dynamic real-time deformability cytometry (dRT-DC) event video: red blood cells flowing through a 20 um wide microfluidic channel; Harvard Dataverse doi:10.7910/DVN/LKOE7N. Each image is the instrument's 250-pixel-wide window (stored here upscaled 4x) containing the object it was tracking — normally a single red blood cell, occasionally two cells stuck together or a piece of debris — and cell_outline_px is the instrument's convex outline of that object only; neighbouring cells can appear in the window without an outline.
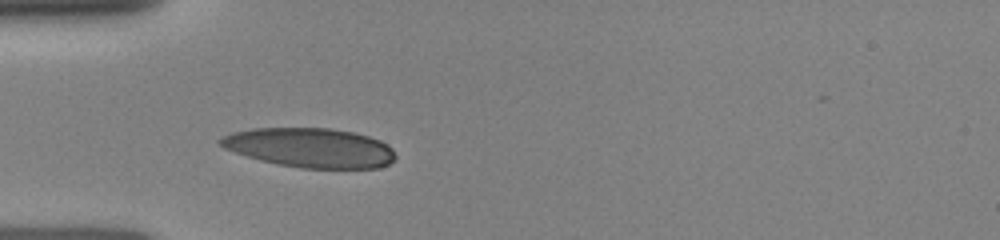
{"species": "human", "species_latin": "Homo sapiens", "temperature_condition": "room temperature", "stored_images_in_passage": 4, "camera_frame_rate_fps": 3000, "um_per_image_px": 0.085, "donor": {"sex": "female"}, "frame": {"image": 1, "passage_image": 1, "time_ms": 0.0, "image_size_px": [1000, 240], "cell_outline_px": [[396, 156], [388, 164], [380, 168], [300, 168], [276, 164], [260, 160], [224, 148], [216, 140], [232, 132], [252, 128], [328, 128], [352, 132], [368, 136], [380, 140], [388, 144], [392, 148]], "centroid_in_image_um": [26.36, 12.56], "position_along_channel_um": 58.6, "area_um2": 40.23}}
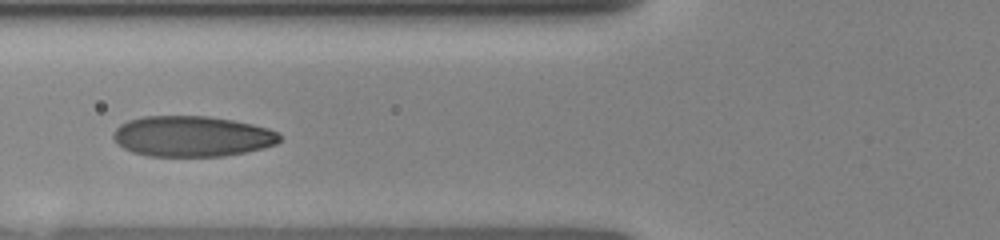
{"frame": {"image": 2, "passage_image": 3, "time_ms": 1.333, "image_size_px": [1000, 240], "cell_outline_px": [[280, 140], [276, 144], [264, 148], [224, 156], [148, 156], [132, 152], [116, 144], [112, 136], [112, 132], [120, 124], [128, 120], [144, 116], [208, 116], [232, 120], [252, 124], [268, 128], [276, 132], [280, 136]], "centroid_in_image_um": [16.28, 11.59], "position_along_channel_um": 109.5, "area_um2": 39.54}}